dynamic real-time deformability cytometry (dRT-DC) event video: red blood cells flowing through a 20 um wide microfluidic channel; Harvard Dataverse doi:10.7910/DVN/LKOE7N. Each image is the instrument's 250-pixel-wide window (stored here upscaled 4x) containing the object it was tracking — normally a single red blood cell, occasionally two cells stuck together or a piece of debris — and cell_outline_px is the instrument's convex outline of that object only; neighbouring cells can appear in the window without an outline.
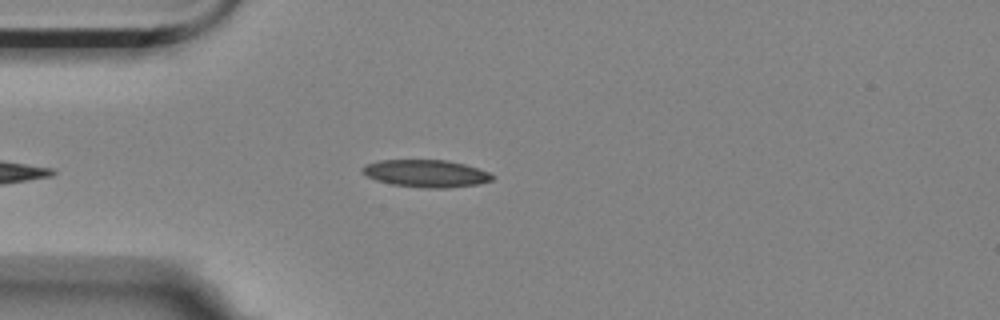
{"species": "Egyptian fruit bat (a non-hibernating species)", "species_latin": "Rousettus aegyptiacus", "temperature_condition": "room temperature", "stored_images_in_passage": 41, "camera_frame_rate_fps": 3000, "um_per_image_px": 0.085, "animal": {"sex": "female"}, "frame": {"image": 1, "passage_image": 2, "time_ms": 0.333, "image_size_px": [1000, 320], "cell_outline_px": [[496, 176], [492, 180], [476, 184], [448, 188], [420, 188], [392, 184], [376, 180], [368, 176], [360, 168], [364, 164], [380, 160], [448, 160], [464, 164], [488, 172]], "centroid_in_image_um": [36.2, 14.74], "position_along_channel_um": 48.8, "area_um2": 20.69}}
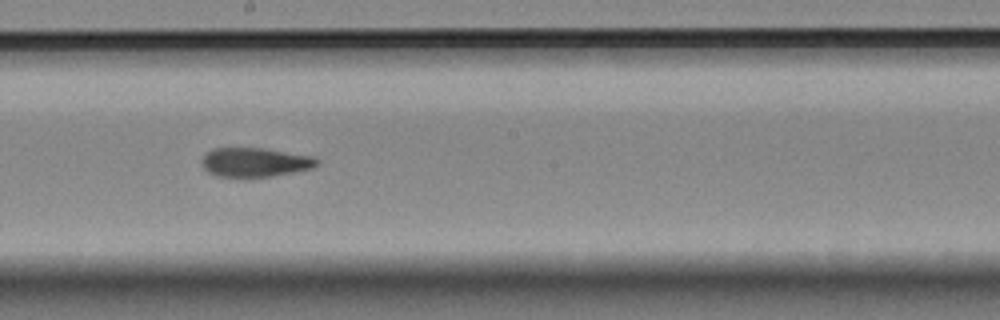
{"frame": {"image": 2, "passage_image": 18, "time_ms": 5.667, "image_size_px": [1000, 320], "cell_outline_px": [[320, 164], [312, 168], [272, 176], [216, 176], [208, 172], [200, 164], [200, 160], [212, 148], [264, 148], [316, 156], [320, 160]], "centroid_in_image_um": [21.71, 13.77], "position_along_channel_um": 226.5, "area_um2": 19.65}}
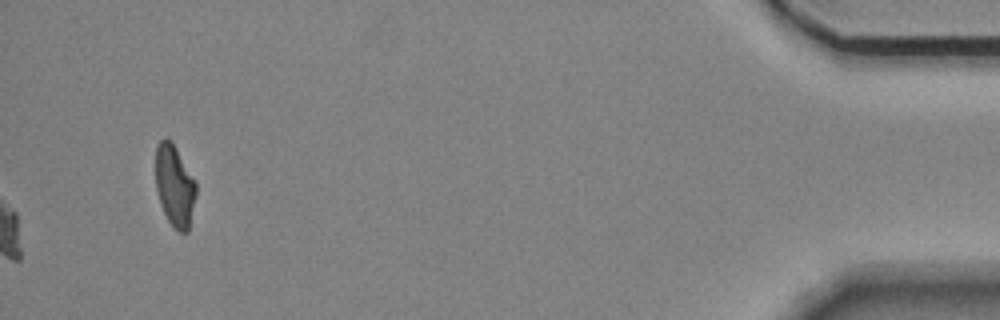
{"frame": {"image": 3, "passage_image": 41, "time_ms": 13.333, "image_size_px": [1000, 320], "cell_outline_px": [[196, 196], [188, 232], [180, 232], [168, 220], [160, 204], [156, 188], [156, 144], [164, 136], [168, 136], [172, 140], [196, 180]], "centroid_in_image_um": [14.85, 15.71], "position_along_channel_um": 420.4, "area_um2": 19.54}, "authors_computed_cell_mechanics": {"area_um2": 20.2878, "velocity_mm_per_s": 3.5247, "shape_relaxation_time_tau1_ms": null, "shape_relaxation_time_tau2_ms": 3.1355, "deformation_change_tau1": null, "deformation_change_tau2": 0.0951}}